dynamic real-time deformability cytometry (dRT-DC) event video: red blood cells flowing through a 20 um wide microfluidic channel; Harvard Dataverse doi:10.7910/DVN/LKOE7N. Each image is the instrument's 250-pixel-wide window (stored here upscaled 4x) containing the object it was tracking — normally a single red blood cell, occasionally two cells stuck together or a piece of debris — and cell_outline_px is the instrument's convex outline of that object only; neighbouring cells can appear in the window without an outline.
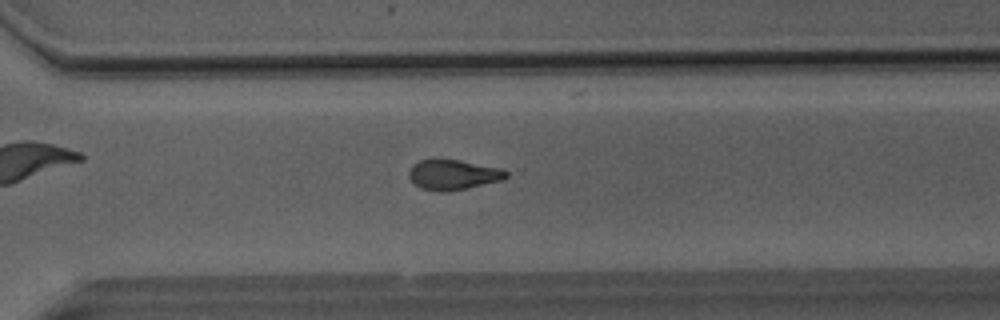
{"species": "Egyptian fruit bat (a non-hibernating species)", "species_latin": "Rousettus aegyptiacus", "temperature_condition": "room temperature", "stored_images_in_passage": 51, "camera_frame_rate_fps": 3000, "um_per_image_px": 0.085, "animal": {"sex": "male"}, "frame": {"image": 1, "passage_image": 37, "time_ms": 12.0, "image_size_px": [1000, 320], "cell_outline_px": [[508, 176], [504, 180], [468, 188], [444, 192], [436, 192], [420, 188], [408, 176], [408, 172], [412, 164], [420, 160], [436, 156], [440, 156], [504, 168], [508, 172]], "centroid_in_image_um": [38.52, 14.8], "position_along_channel_um": 332.1, "area_um2": 17.98}}
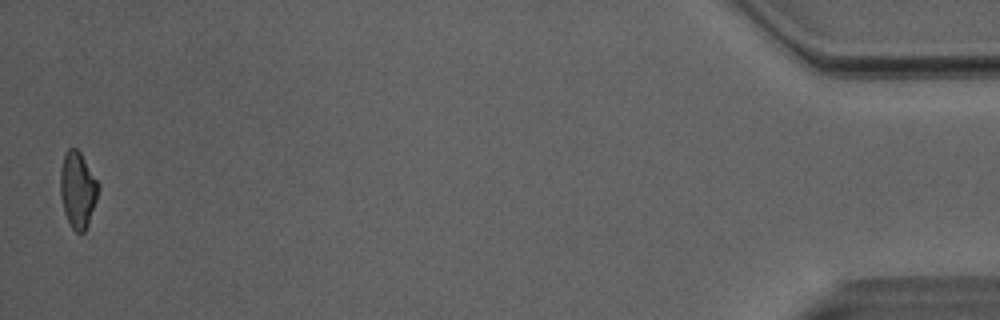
{"frame": {"image": 2, "passage_image": 51, "time_ms": 16.667, "image_size_px": [1000, 320], "cell_outline_px": [[100, 188], [88, 224], [84, 232], [76, 232], [72, 228], [64, 212], [60, 196], [60, 168], [64, 152], [68, 148], [76, 148], [80, 152], [100, 184]], "centroid_in_image_um": [6.6, 16.09], "position_along_channel_um": 428.6, "area_um2": 16.99}, "authors_computed_cell_mechanics": {"area_um2": 17.8024, "velocity_mm_per_s": 4.075, "shape_relaxation_time_tau1_ms": 5.4539, "shape_relaxation_time_tau2_ms": 2.0644, "deformation_change_tau1": 0.1725, "deformation_change_tau2": 0.089}}